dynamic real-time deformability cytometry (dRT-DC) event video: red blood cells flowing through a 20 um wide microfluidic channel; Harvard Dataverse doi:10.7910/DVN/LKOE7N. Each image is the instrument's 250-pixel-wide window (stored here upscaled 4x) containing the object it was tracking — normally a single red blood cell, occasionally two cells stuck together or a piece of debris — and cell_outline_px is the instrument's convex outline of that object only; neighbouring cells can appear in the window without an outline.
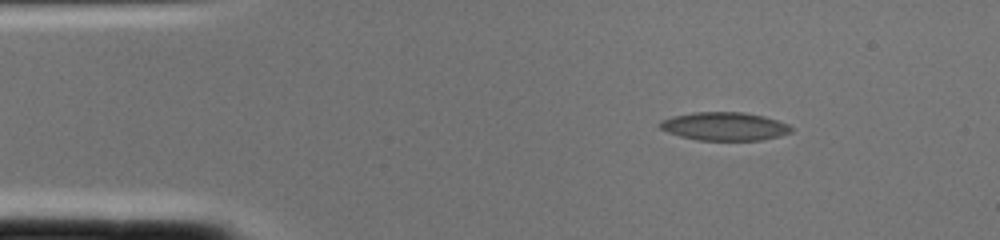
{"species": "common noctule bat (a hibernating species)", "species_latin": "Nyctalus noctula", "temperature_condition": "cold", "stored_images_in_passage": 1, "camera_frame_rate_fps": 3000, "um_per_image_px": 0.085, "animal": {"sex": "female", "body_mass_g": 22.0, "forearm_length_mm": 56.7}, "frame": {"image": 1, "passage_image": 1, "time_ms": 0.0, "image_size_px": [1000, 240], "cell_outline_px": [[792, 132], [780, 136], [760, 140], [696, 140], [680, 136], [668, 132], [660, 128], [656, 124], [660, 120], [672, 116], [692, 112], [744, 112], [764, 116], [788, 124], [792, 128]], "centroid_in_image_um": [61.55, 10.73], "position_along_channel_um": 23.5, "area_um2": 21.79}}